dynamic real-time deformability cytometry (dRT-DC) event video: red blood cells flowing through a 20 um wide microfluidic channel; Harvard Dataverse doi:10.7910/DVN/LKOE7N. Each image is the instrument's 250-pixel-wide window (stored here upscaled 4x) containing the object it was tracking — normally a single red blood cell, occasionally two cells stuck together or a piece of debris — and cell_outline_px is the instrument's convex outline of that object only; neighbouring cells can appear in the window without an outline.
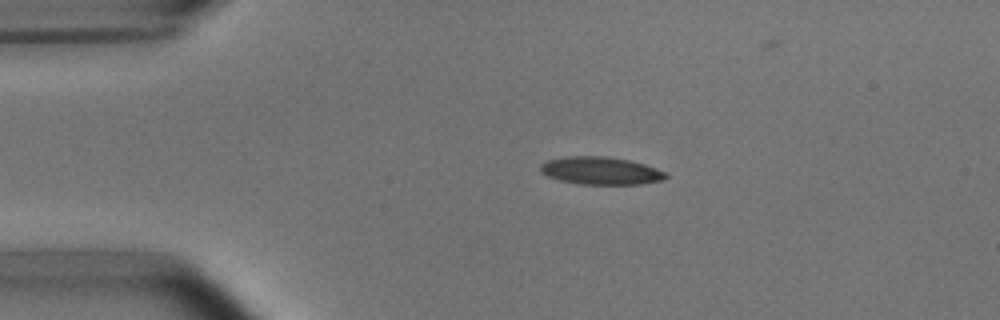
{"species": "common noctule bat (a hibernating species)", "species_latin": "Nyctalus noctula", "temperature_condition": "room temperature", "stored_images_in_passage": 4, "camera_frame_rate_fps": 3000, "um_per_image_px": 0.085, "animal": {"sex": "male", "body_mass_g": 15.6}, "frame": {"image": 1, "passage_image": 2, "time_ms": 1.333, "image_size_px": [1000, 320], "cell_outline_px": [[668, 176], [664, 180], [640, 184], [580, 184], [560, 180], [548, 176], [540, 172], [540, 164], [548, 160], [568, 156], [604, 156], [628, 160], [644, 164], [656, 168], [664, 172]], "centroid_in_image_um": [51.05, 14.51], "position_along_channel_um": 33.9, "area_um2": 20.11}}